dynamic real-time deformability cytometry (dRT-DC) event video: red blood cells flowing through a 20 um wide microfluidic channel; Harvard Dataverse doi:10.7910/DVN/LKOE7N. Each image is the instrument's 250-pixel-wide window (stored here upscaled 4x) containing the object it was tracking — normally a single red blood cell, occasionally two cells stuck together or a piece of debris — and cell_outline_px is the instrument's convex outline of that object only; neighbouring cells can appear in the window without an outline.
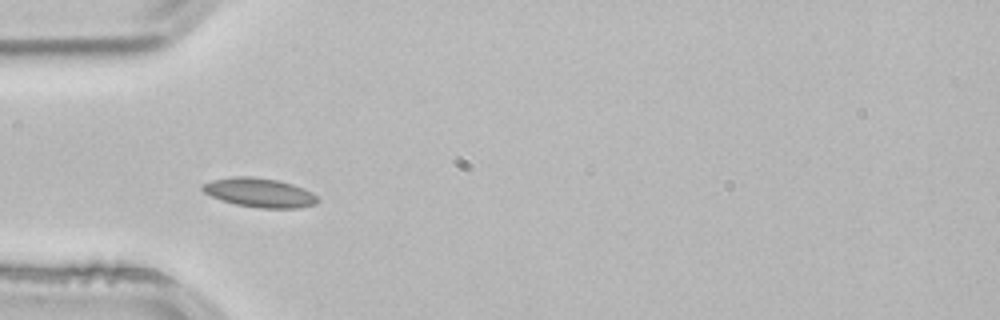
{"species": "common noctule bat (a hibernating species)", "species_latin": "Nyctalus noctula", "temperature_condition": "room temperature", "stored_images_in_passage": 4, "camera_frame_rate_fps": 3000, "um_per_image_px": 0.085, "animal": {"sex": "male", "body_mass_g": 21.5, "forearm_length_mm": 52.0}, "frame": {"image": 1, "passage_image": 3, "time_ms": 0.667, "image_size_px": [1000, 320], "cell_outline_px": [[320, 200], [316, 204], [300, 208], [260, 208], [236, 204], [220, 200], [204, 192], [200, 188], [200, 184], [212, 180], [232, 176], [252, 176], [276, 180], [292, 184], [304, 188], [312, 192]], "centroid_in_image_um": [22.05, 16.37], "position_along_channel_um": 63.0, "area_um2": 19.71}}